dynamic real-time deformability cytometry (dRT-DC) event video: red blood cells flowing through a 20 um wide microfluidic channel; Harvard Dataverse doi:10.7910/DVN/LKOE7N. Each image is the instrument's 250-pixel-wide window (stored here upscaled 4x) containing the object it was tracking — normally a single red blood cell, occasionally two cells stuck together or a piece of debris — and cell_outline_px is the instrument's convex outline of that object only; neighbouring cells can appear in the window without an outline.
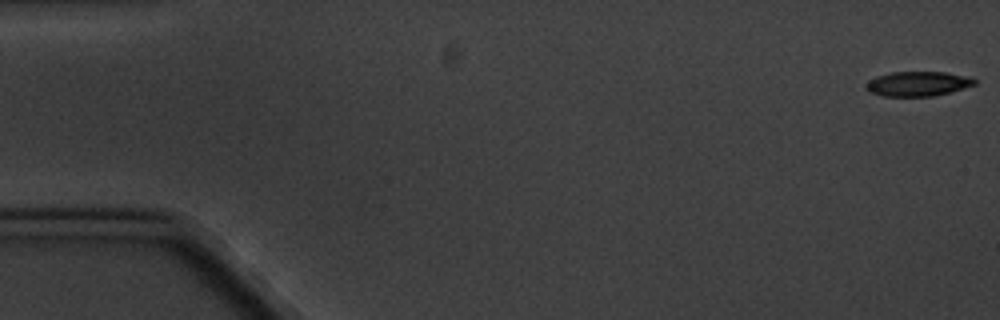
{"species": "common noctule bat (a hibernating species)", "species_latin": "Nyctalus noctula", "temperature_condition": "cold", "stored_images_in_passage": 5, "camera_frame_rate_fps": 3000, "um_per_image_px": 0.085, "animal": {"sex": "male", "body_mass_g": 20.1, "forearm_length_mm": 53.5}, "frame": {"image": 1, "passage_image": 1, "time_ms": 0.0, "image_size_px": [1000, 320], "cell_outline_px": [[976, 84], [948, 92], [932, 96], [884, 96], [868, 92], [864, 88], [868, 80], [876, 76], [892, 72], [944, 72], [972, 76], [976, 80]], "centroid_in_image_um": [77.99, 7.11], "position_along_channel_um": 7.0, "area_um2": 15.66}}
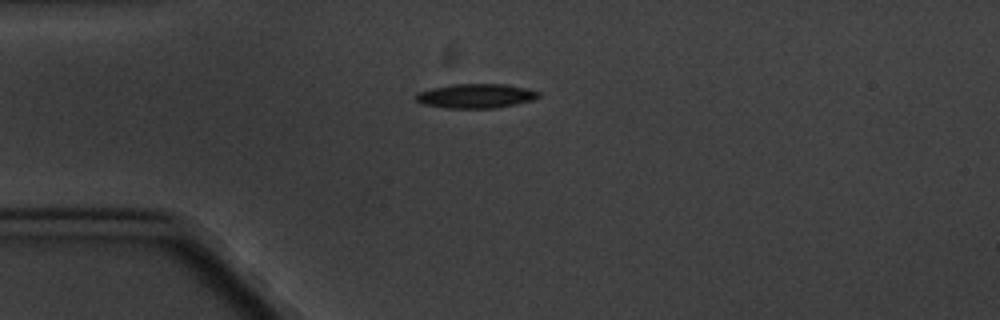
{"frame": {"image": 2, "passage_image": 5, "time_ms": 4.667, "image_size_px": [1000, 320], "cell_outline_px": [[540, 96], [532, 100], [516, 104], [496, 108], [448, 108], [424, 104], [416, 100], [416, 92], [432, 88], [452, 84], [504, 84], [524, 88], [540, 92]], "centroid_in_image_um": [40.44, 8.15], "position_along_channel_um": 44.6, "area_um2": 17.28}}